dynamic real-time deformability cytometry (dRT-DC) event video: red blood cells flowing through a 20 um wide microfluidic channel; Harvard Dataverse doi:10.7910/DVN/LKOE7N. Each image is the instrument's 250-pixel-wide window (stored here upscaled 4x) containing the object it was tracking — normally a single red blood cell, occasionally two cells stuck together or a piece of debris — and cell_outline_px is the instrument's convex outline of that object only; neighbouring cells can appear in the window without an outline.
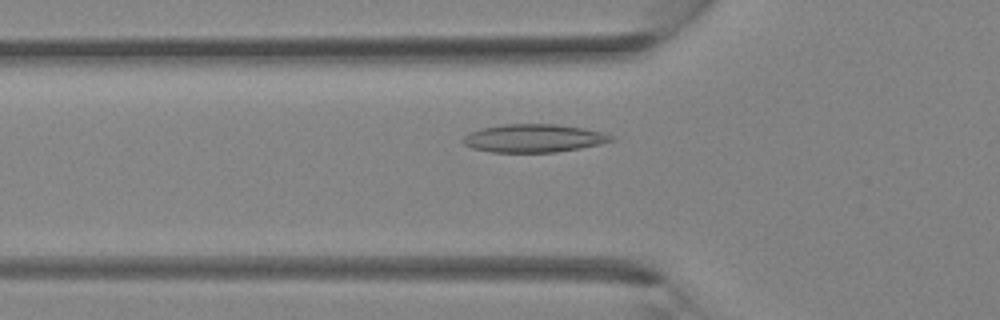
{"species": "Egyptian fruit bat (a non-hibernating species)", "species_latin": "Rousettus aegyptiacus", "temperature_condition": "room temperature", "stored_images_in_passage": 30, "camera_frame_rate_fps": 3000, "um_per_image_px": 0.085, "animal": {"sex": "female"}, "frame": {"image": 1, "passage_image": 6, "time_ms": 1.667, "image_size_px": [1000, 320], "cell_outline_px": [[616, 140], [600, 144], [580, 148], [556, 152], [492, 152], [472, 148], [464, 144], [464, 136], [468, 132], [484, 128], [504, 124], [556, 124], [584, 128], [616, 136]], "centroid_in_image_um": [45.41, 11.75], "position_along_channel_um": 80.4, "area_um2": 24.22}}
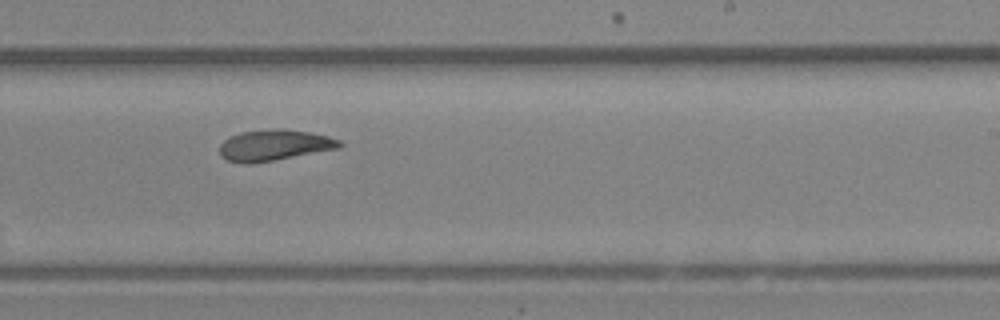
{"frame": {"image": 2, "passage_image": 16, "time_ms": 5.0, "image_size_px": [1000, 320], "cell_outline_px": [[344, 144], [340, 148], [272, 160], [248, 164], [244, 164], [228, 160], [220, 156], [220, 144], [228, 136], [240, 132], [268, 128], [276, 128], [308, 132], [328, 136], [340, 140]], "centroid_in_image_um": [23.28, 12.33], "position_along_channel_um": 265.7, "area_um2": 21.68}}
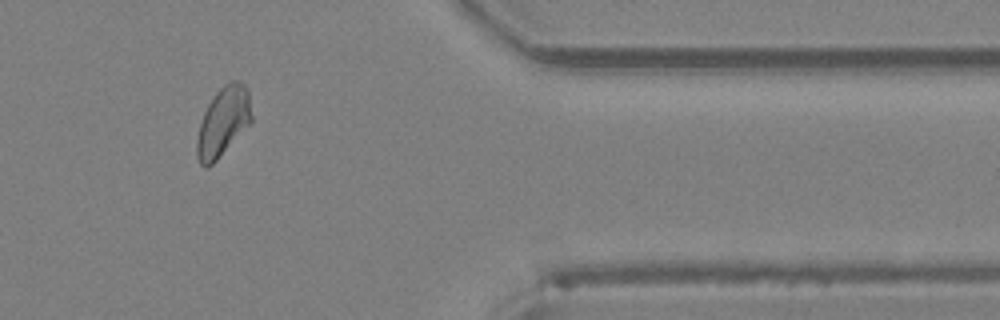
{"frame": {"image": 3, "passage_image": 24, "time_ms": 7.667, "image_size_px": [1000, 320], "cell_outline_px": [[252, 120], [216, 160], [208, 168], [204, 168], [200, 164], [196, 156], [196, 140], [200, 124], [204, 112], [208, 104], [216, 92], [224, 84], [232, 80], [240, 80], [244, 84], [248, 92], [252, 116]], "centroid_in_image_um": [18.94, 10.34], "position_along_channel_um": 392.5, "area_um2": 21.79}}